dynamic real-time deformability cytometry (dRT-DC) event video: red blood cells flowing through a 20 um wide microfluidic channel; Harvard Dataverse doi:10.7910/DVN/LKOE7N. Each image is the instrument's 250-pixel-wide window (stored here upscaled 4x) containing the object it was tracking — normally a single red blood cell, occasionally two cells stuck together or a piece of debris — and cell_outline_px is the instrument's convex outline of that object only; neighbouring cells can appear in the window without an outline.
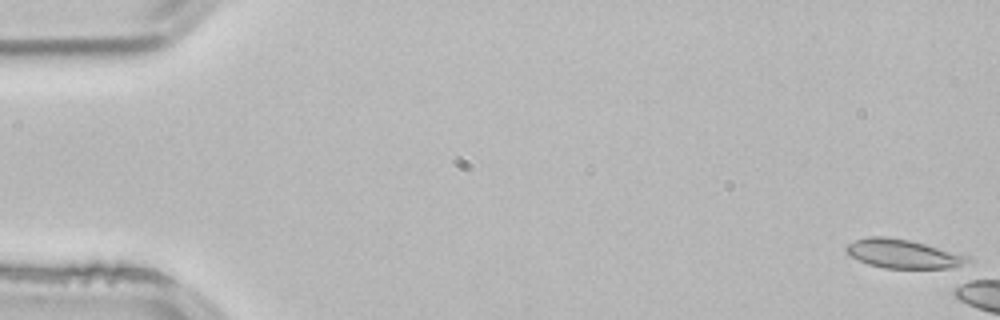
{"species": "common noctule bat (a hibernating species)", "species_latin": "Nyctalus noctula", "temperature_condition": "room temperature", "stored_images_in_passage": 3, "camera_frame_rate_fps": 3000, "um_per_image_px": 0.085, "animal": {"sex": "male", "body_mass_g": 21.5, "forearm_length_mm": 52.0}, "frame": {"image": 1, "passage_image": 1, "time_ms": 0.0, "image_size_px": [1000, 320], "cell_outline_px": [[972, 260], [952, 268], [884, 268], [868, 264], [844, 252], [844, 248], [848, 244], [856, 240], [868, 236], [884, 236], [908, 240], [924, 244], [968, 256]], "centroid_in_image_um": [76.71, 21.57], "position_along_channel_um": 8.3, "area_um2": 20.11}}